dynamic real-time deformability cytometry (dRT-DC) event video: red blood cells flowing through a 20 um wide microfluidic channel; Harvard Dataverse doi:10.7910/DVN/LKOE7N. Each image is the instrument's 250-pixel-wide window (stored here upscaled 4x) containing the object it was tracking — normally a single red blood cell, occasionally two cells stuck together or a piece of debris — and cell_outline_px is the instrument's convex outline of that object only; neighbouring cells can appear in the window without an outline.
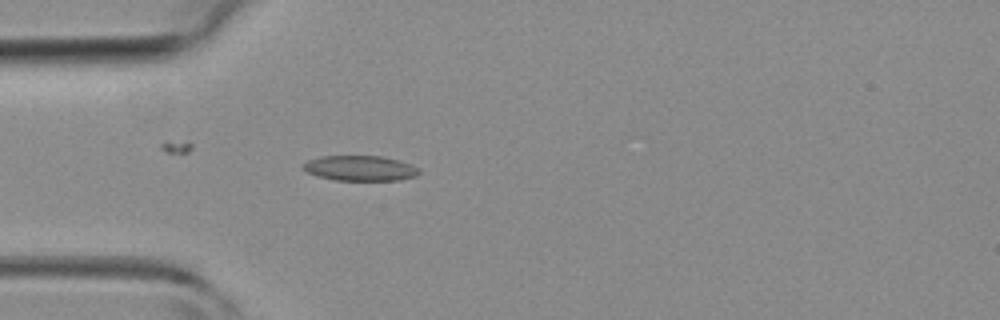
{"species": "common noctule bat (a hibernating species)", "species_latin": "Nyctalus noctula", "temperature_condition": "room temperature", "stored_images_in_passage": 3, "camera_frame_rate_fps": 3000, "um_per_image_px": 0.085, "animal": {"sex": "female", "body_mass_g": 19.3, "forearm_length_mm": 54.1}, "frame": {"image": 1, "passage_image": 3, "time_ms": 2.333, "image_size_px": [1000, 320], "cell_outline_px": [[420, 172], [416, 176], [400, 180], [336, 180], [316, 176], [300, 168], [308, 160], [320, 156], [384, 156], [400, 160], [412, 164], [420, 168]], "centroid_in_image_um": [30.64, 14.29], "position_along_channel_um": 54.4, "area_um2": 17.22}}